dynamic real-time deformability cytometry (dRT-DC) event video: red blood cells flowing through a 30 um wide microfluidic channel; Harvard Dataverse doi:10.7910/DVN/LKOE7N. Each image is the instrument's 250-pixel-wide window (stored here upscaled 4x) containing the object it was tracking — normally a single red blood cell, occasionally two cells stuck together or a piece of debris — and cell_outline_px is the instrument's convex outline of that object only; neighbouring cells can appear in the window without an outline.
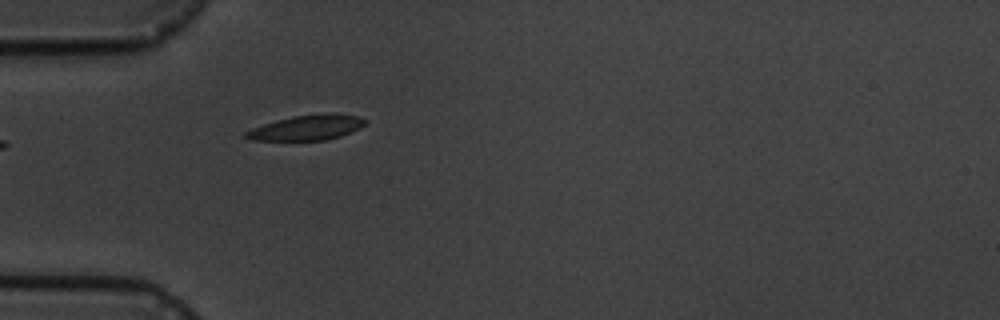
{"species": "common noctule bat (a hibernating species)", "species_latin": "Nyctalus noctula", "temperature_condition": "cold", "stored_images_in_passage": 1, "camera_frame_rate_fps": 3000, "um_per_image_px": 0.085, "animal": {"sex": "male", "body_mass_g": 19.5, "forearm_length_mm": 54.6}, "frame": {"image": 1, "passage_image": 1, "time_ms": 0.0, "image_size_px": [1000, 320], "cell_outline_px": [[368, 120], [360, 128], [340, 136], [324, 140], [252, 140], [244, 136], [244, 132], [252, 128], [276, 120], [292, 116], [316, 112], [336, 112], [360, 116]], "centroid_in_image_um": [26.13, 10.81], "position_along_channel_um": 58.9, "area_um2": 17.8}}